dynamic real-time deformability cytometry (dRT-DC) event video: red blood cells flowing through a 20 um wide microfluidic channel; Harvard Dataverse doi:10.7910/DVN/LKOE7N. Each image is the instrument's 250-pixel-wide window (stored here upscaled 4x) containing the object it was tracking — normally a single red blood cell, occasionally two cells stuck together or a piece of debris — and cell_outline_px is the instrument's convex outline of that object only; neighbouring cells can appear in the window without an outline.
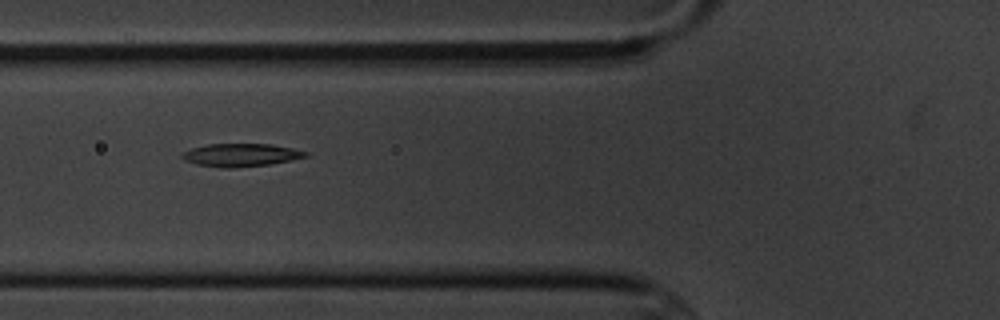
{"species": "common noctule bat (a hibernating species)", "species_latin": "Nyctalus noctula", "temperature_condition": "cold", "stored_images_in_passage": 2, "camera_frame_rate_fps": 3000, "um_per_image_px": 0.085, "animal": {"sex": "male", "body_mass_g": 20.1, "forearm_length_mm": 53.5}, "frame": {"image": 1, "passage_image": 2, "time_ms": 1.0, "image_size_px": [1000, 320], "cell_outline_px": [[308, 156], [272, 164], [228, 168], [220, 168], [196, 164], [184, 160], [180, 156], [184, 152], [192, 148], [204, 144], [272, 144], [292, 148], [308, 152]], "centroid_in_image_um": [20.45, 13.17], "position_along_channel_um": 105.3, "area_um2": 16.53}}